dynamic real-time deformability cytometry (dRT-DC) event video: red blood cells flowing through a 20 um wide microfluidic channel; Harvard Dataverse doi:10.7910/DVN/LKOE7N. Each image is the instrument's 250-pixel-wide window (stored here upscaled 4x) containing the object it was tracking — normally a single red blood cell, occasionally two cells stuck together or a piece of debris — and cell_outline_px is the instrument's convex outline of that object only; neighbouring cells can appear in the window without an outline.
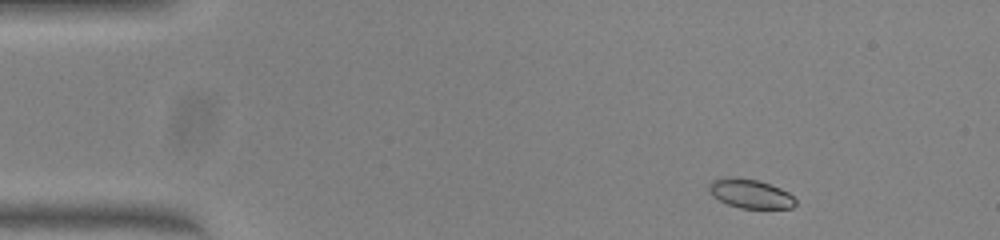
{"species": "common noctule bat (a hibernating species)", "species_latin": "Nyctalus noctula", "temperature_condition": "warm", "stored_images_in_passage": 46, "camera_frame_rate_fps": 3000, "um_per_image_px": 0.085, "animal": {"sex": "female", "body_mass_g": 23.0, "forearm_length_mm": 53.4}, "frame": {"image": 1, "passage_image": 2, "time_ms": 0.333, "image_size_px": [1000, 240], "cell_outline_px": [[796, 204], [792, 208], [740, 208], [728, 204], [720, 200], [708, 188], [708, 184], [712, 180], [728, 176], [732, 176], [756, 180], [780, 188], [788, 192], [796, 200]], "centroid_in_image_um": [63.79, 16.45], "position_along_channel_um": 21.2, "area_um2": 14.45}}
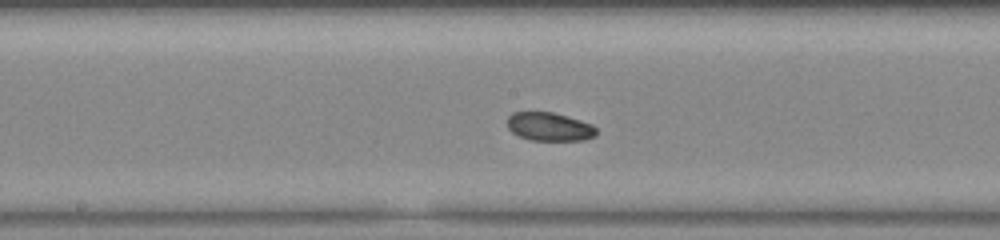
{"frame": {"image": 2, "passage_image": 22, "time_ms": 7.0, "image_size_px": [1000, 240], "cell_outline_px": [[596, 136], [584, 140], [528, 140], [512, 132], [508, 128], [508, 116], [512, 112], [552, 112], [580, 120], [592, 124], [596, 128]], "centroid_in_image_um": [46.7, 10.77], "position_along_channel_um": 201.5, "area_um2": 14.74}}
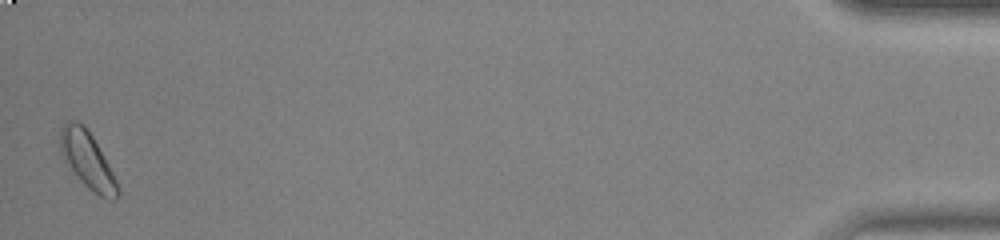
{"frame": {"image": 3, "passage_image": 46, "time_ms": 15.0, "image_size_px": [1000, 240], "cell_outline_px": [[120, 196], [116, 200], [108, 200], [100, 196], [88, 188], [80, 180], [64, 160], [60, 152], [60, 128], [64, 120], [76, 120], [92, 136], [112, 172], [120, 188]], "centroid_in_image_um": [7.42, 13.63], "position_along_channel_um": 427.8, "area_um2": 18.73}, "authors_computed_cell_mechanics": {"area_um2": 15.6638, "velocity_mm_per_s": 4.0095, "shape_relaxation_time_tau1_ms": null, "shape_relaxation_time_tau2_ms": 5.383, "deformation_change_tau1": null, "deformation_change_tau2": 0.1269}}